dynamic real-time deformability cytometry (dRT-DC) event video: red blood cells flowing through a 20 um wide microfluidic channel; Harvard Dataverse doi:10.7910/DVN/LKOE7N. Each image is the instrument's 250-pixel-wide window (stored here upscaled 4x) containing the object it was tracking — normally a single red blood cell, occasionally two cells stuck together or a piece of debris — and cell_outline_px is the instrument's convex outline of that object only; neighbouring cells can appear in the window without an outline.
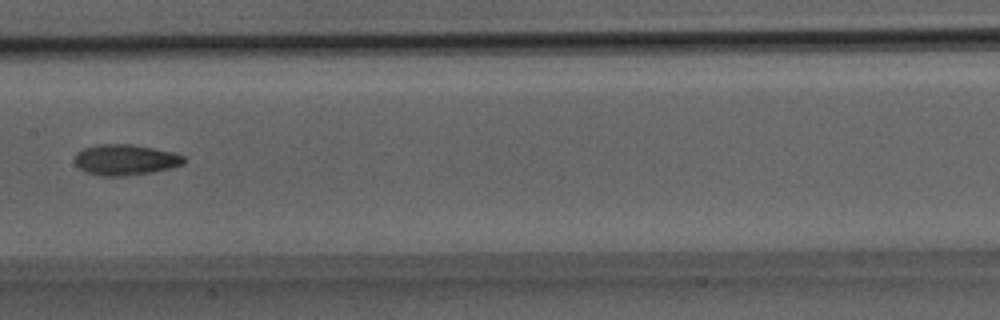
{"species": "Egyptian fruit bat (a non-hibernating species)", "species_latin": "Rousettus aegyptiacus", "temperature_condition": "room temperature", "stored_images_in_passage": 19, "camera_frame_rate_fps": 3000, "um_per_image_px": 0.085, "animal": {"sex": "male"}, "frame": {"image": 1, "passage_image": 16, "time_ms": 5.0, "image_size_px": [1000, 320], "cell_outline_px": [[184, 164], [172, 168], [152, 172], [124, 176], [100, 176], [84, 172], [76, 164], [76, 152], [84, 148], [100, 144], [128, 144], [152, 148], [172, 152], [184, 156]], "centroid_in_image_um": [10.65, 13.59], "position_along_channel_um": 196.7, "area_um2": 19.48}}